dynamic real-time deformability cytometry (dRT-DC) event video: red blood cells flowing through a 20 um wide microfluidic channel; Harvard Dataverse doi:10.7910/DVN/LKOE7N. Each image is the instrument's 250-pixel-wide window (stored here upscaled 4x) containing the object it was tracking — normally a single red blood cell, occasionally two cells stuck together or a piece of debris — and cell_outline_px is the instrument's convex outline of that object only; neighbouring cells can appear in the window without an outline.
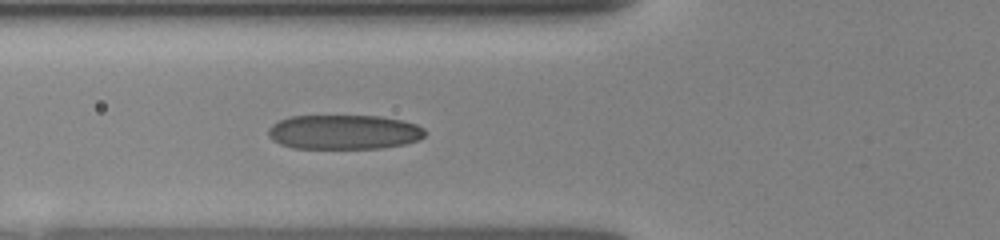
{"species": "human", "species_latin": "Homo sapiens", "temperature_condition": "room temperature", "stored_images_in_passage": 8, "camera_frame_rate_fps": 3000, "um_per_image_px": 0.085, "donor": {"sex": "female"}, "frame": {"image": 1, "passage_image": 8, "time_ms": 5.0, "image_size_px": [1000, 240], "cell_outline_px": [[424, 136], [420, 140], [404, 144], [380, 148], [292, 148], [280, 144], [272, 140], [268, 136], [268, 128], [272, 124], [280, 120], [292, 116], [380, 116], [400, 120], [416, 124], [424, 128]], "centroid_in_image_um": [29.22, 11.23], "position_along_channel_um": 96.6, "area_um2": 31.56}}